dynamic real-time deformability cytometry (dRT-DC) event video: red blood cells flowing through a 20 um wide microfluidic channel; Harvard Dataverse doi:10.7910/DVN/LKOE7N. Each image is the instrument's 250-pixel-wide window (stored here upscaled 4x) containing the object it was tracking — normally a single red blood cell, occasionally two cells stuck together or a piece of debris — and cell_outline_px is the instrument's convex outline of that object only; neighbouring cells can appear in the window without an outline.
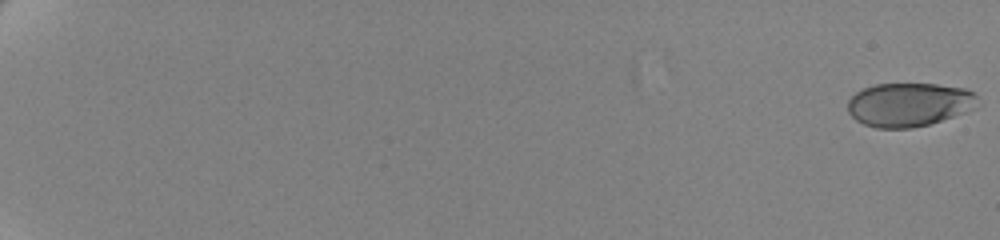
{"species": "human", "species_latin": "Homo sapiens", "temperature_condition": "cold", "stored_images_in_passage": 21, "camera_frame_rate_fps": 3000, "um_per_image_px": 0.085, "donor": {"sex": "female"}, "frame": {"image": 1, "passage_image": 1, "time_ms": 0.0, "image_size_px": [1000, 240], "cell_outline_px": [[976, 108], [928, 124], [912, 128], [876, 128], [864, 124], [856, 120], [848, 112], [848, 100], [856, 92], [864, 88], [876, 84], [936, 84], [968, 88], [976, 96]], "centroid_in_image_um": [77.25, 8.88], "position_along_channel_um": 7.8, "area_um2": 32.95}}
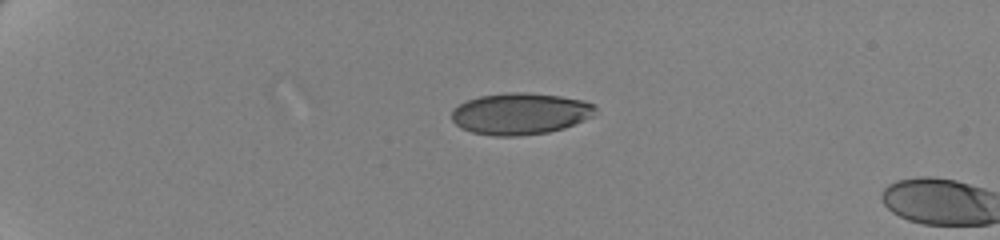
{"frame": {"image": 2, "passage_image": 18, "time_ms": 5.667, "image_size_px": [1000, 240], "cell_outline_px": [[596, 112], [592, 116], [584, 120], [564, 128], [548, 132], [520, 136], [492, 136], [472, 132], [460, 128], [452, 120], [452, 108], [468, 100], [480, 96], [508, 92], [524, 92], [560, 96], [584, 100], [596, 104]], "centroid_in_image_um": [44.23, 9.66], "position_along_channel_um": 40.8, "area_um2": 35.03}}